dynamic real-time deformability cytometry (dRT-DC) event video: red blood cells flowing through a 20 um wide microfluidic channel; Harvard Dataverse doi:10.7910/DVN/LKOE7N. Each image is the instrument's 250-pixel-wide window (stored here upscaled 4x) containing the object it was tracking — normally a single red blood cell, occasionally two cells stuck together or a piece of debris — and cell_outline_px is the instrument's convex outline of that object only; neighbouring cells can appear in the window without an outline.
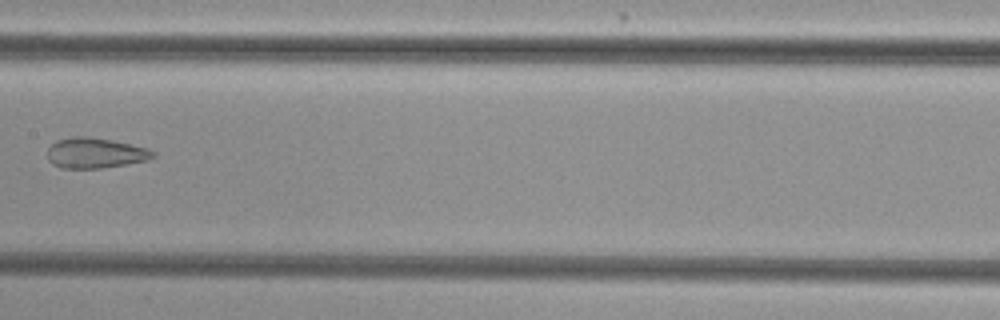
{"species": "common noctule bat (a hibernating species)", "species_latin": "Nyctalus noctula", "temperature_condition": "cold", "stored_images_in_passage": 7, "camera_frame_rate_fps": 3000, "um_per_image_px": 0.085, "animal": {"sex": "female", "body_mass_g": 29.2, "forearm_length_mm": 56.3}, "frame": {"image": 1, "passage_image": 7, "time_ms": 8.0, "image_size_px": [1000, 320], "cell_outline_px": [[156, 156], [148, 160], [100, 168], [60, 168], [52, 164], [48, 160], [48, 148], [56, 140], [72, 136], [88, 136], [112, 140], [148, 148], [156, 152]], "centroid_in_image_um": [8.09, 13.0], "position_along_channel_um": 199.3, "area_um2": 18.79}}